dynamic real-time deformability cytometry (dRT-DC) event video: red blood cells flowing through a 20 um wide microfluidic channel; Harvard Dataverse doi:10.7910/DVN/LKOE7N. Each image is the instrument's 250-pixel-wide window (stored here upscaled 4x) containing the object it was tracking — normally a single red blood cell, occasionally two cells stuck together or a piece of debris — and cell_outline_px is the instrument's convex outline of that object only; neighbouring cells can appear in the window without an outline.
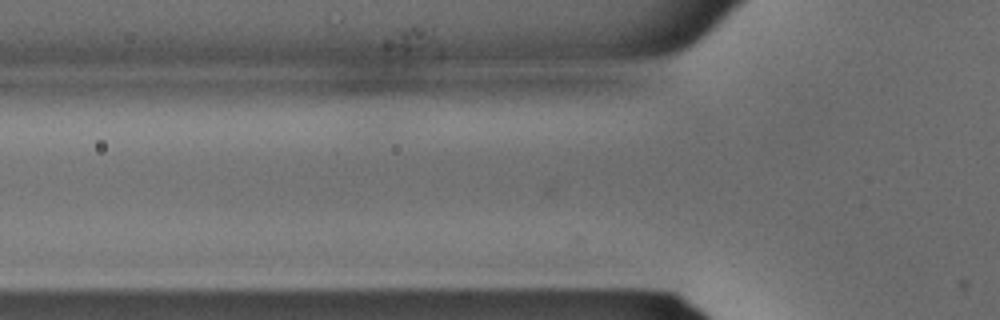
{"species": "common noctule bat (a hibernating species)", "species_latin": "Nyctalus noctula", "temperature_condition": "warm", "stored_images_in_passage": 5, "camera_frame_rate_fps": 3000, "um_per_image_px": 0.085, "animal": {"sex": "male", "body_mass_g": 15.6}, "frame": {"image": 1, "passage_image": 3, "time_ms": 0.667, "image_size_px": [1000, 320], "cell_outline_px": [[164, 96], [152, 100], [112, 104], [52, 104], [44, 100], [52, 92], [92, 88], [164, 92]], "centroid_in_image_um": [8.59, 8.2], "position_along_channel_um": 117.2, "area_um2": 10.58}}